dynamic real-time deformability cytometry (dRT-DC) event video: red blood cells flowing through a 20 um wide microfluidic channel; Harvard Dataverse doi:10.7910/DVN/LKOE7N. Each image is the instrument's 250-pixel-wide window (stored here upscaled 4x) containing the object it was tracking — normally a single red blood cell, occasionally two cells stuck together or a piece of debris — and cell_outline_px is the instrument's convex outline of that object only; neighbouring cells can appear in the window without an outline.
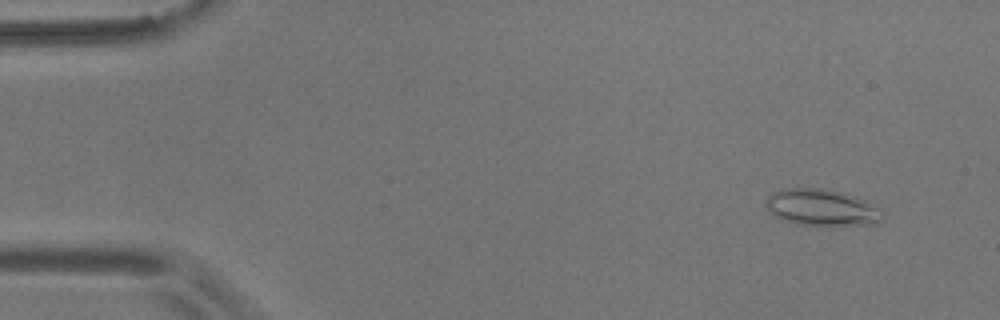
{"species": "common noctule bat (a hibernating species)", "species_latin": "Nyctalus noctula", "temperature_condition": "room temperature", "stored_images_in_passage": 56, "camera_frame_rate_fps": 3000, "um_per_image_px": 0.085, "animal": {"sex": "male", "body_mass_g": 17.9}, "frame": {"image": 1, "passage_image": 5, "time_ms": 1.333, "image_size_px": [1000, 320], "cell_outline_px": [[884, 216], [876, 224], [832, 228], [796, 224], [776, 216], [764, 204], [764, 200], [772, 192], [784, 188], [828, 188], [856, 196], [876, 204], [884, 212]], "centroid_in_image_um": [69.93, 17.67], "position_along_channel_um": 15.1, "area_um2": 26.01}}
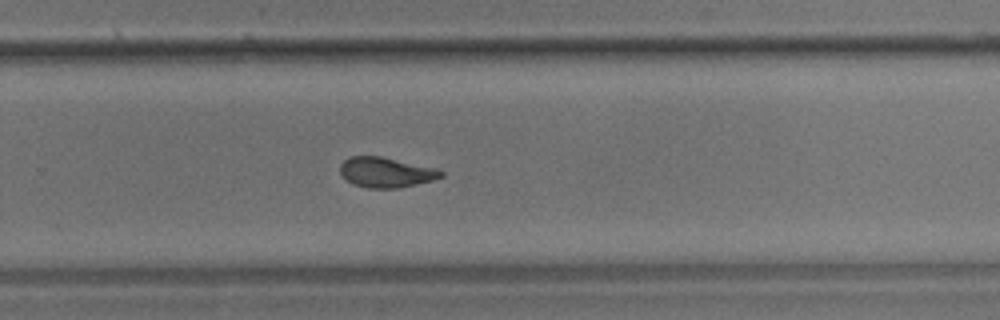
{"frame": {"image": 2, "passage_image": 37, "time_ms": 12.0, "image_size_px": [1000, 320], "cell_outline_px": [[444, 176], [432, 180], [396, 188], [368, 188], [352, 184], [340, 172], [340, 164], [348, 156], [380, 156], [436, 168], [444, 172]], "centroid_in_image_um": [32.79, 14.64], "position_along_channel_um": 297.0, "area_um2": 17.57}}
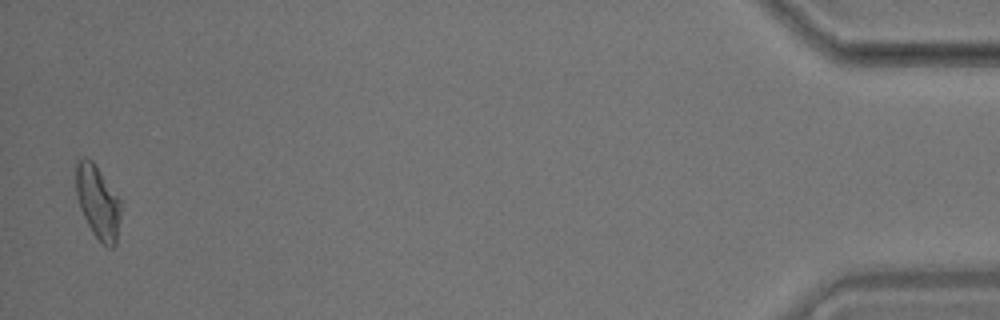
{"frame": {"image": 3, "passage_image": 55, "time_ms": 18.0, "image_size_px": [1000, 320], "cell_outline_px": [[120, 216], [116, 244], [112, 248], [108, 248], [92, 232], [80, 208], [76, 196], [76, 160], [84, 156], [92, 160], [120, 200]], "centroid_in_image_um": [8.3, 17.16], "position_along_channel_um": 426.9, "area_um2": 18.9}, "authors_computed_cell_mechanics": {"area_um2": 18.6116, "velocity_mm_per_s": 3.6292, "shape_relaxation_time_tau1_ms": 7.4125, "shape_relaxation_time_tau2_ms": 1.9901, "deformation_change_tau1": 0.1721, "deformation_change_tau2": 0.0833}}